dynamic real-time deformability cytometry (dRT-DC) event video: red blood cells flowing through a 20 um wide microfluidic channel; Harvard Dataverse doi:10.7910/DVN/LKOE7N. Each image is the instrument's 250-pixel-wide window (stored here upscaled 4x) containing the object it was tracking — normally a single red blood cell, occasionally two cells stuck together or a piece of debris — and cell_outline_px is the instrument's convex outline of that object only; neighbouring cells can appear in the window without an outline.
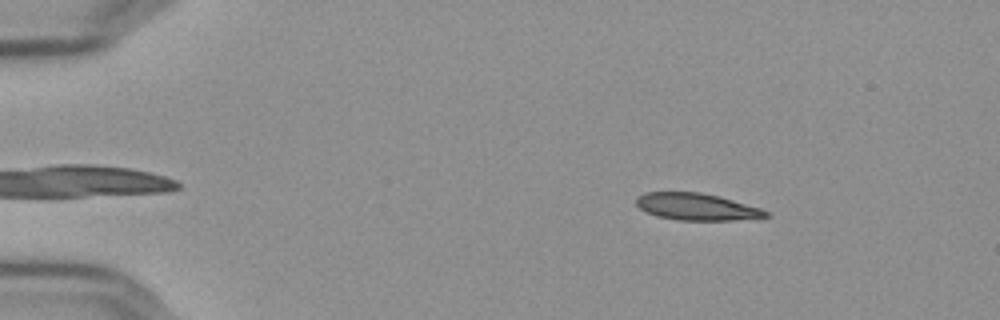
{"species": "Egyptian fruit bat (a non-hibernating species)", "species_latin": "Rousettus aegyptiacus", "temperature_condition": "cold", "stored_images_in_passage": 53, "camera_frame_rate_fps": 3000, "um_per_image_px": 0.085, "frame": {"image": 1, "passage_image": 6, "time_ms": 1.667, "image_size_px": [1000, 320], "cell_outline_px": [[768, 216], [732, 220], [680, 220], [656, 216], [644, 212], [636, 204], [636, 196], [644, 192], [700, 192], [720, 196], [760, 208], [768, 212]], "centroid_in_image_um": [59.14, 17.56], "position_along_channel_um": 25.9, "area_um2": 20.29}}
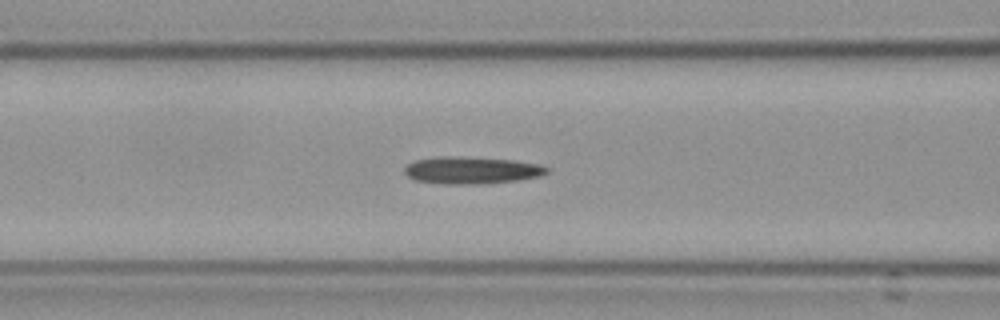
{"frame": {"image": 2, "passage_image": 21, "time_ms": 6.667, "image_size_px": [1000, 320], "cell_outline_px": [[548, 172], [540, 176], [516, 180], [480, 184], [448, 184], [416, 180], [408, 176], [404, 172], [404, 168], [408, 164], [416, 160], [440, 156], [460, 156], [512, 160], [536, 164], [548, 168]], "centroid_in_image_um": [40.05, 14.47], "position_along_channel_um": 126.5, "area_um2": 22.25}}
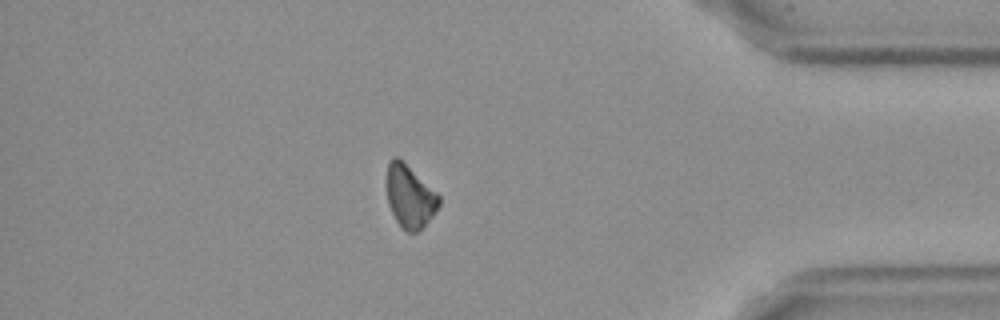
{"frame": {"image": 3, "passage_image": 46, "time_ms": 15.0, "image_size_px": [1000, 320], "cell_outline_px": [[440, 204], [432, 216], [416, 232], [408, 232], [400, 228], [388, 204], [388, 160], [392, 156], [396, 156], [436, 192], [440, 196]], "centroid_in_image_um": [34.83, 16.72], "position_along_channel_um": 400.4, "area_um2": 18.5}}